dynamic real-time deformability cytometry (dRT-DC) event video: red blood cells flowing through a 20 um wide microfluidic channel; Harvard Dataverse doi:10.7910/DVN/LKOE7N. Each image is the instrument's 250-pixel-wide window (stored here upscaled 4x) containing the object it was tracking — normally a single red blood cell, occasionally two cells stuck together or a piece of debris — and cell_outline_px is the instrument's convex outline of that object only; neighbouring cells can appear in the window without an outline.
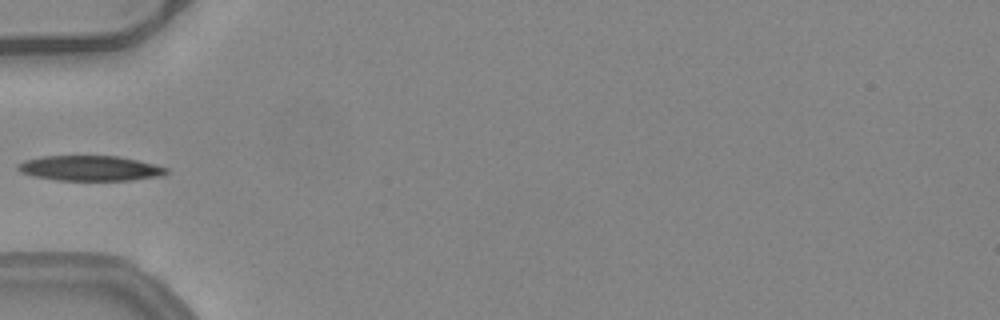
{"species": "common noctule bat (a hibernating species)", "species_latin": "Nyctalus noctula", "temperature_condition": "warm", "stored_images_in_passage": 3, "camera_frame_rate_fps": 3000, "um_per_image_px": 0.085, "animal": {"sex": "female", "body_mass_g": 24.6, "forearm_length_mm": 56.2}, "frame": {"image": 1, "passage_image": 1, "time_ms": 0.0, "image_size_px": [1000, 320], "cell_outline_px": [[168, 172], [160, 176], [132, 180], [56, 180], [32, 176], [20, 172], [16, 168], [16, 164], [24, 160], [40, 156], [116, 156], [136, 160], [168, 168]], "centroid_in_image_um": [7.58, 14.3], "position_along_channel_um": 77.4, "area_um2": 21.73}}